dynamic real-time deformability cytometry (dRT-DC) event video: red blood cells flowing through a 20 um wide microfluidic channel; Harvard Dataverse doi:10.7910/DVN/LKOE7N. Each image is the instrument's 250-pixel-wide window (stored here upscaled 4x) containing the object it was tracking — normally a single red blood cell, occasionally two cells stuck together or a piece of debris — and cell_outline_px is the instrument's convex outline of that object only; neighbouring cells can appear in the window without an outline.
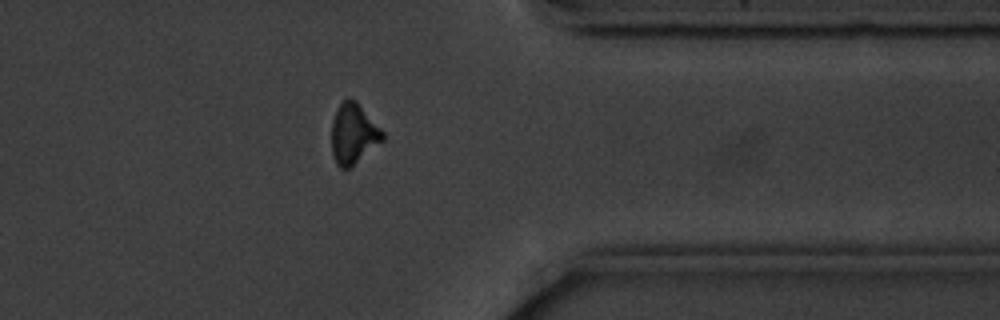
{"species": "common noctule bat (a hibernating species)", "species_latin": "Nyctalus noctula", "temperature_condition": "cold", "stored_images_in_passage": 14, "camera_frame_rate_fps": 3000, "um_per_image_px": 0.085, "animal": {"sex": "male", "body_mass_g": 20.1, "forearm_length_mm": 53.5}, "frame": {"image": 1, "passage_image": 12, "time_ms": 13.333, "image_size_px": [1000, 320], "cell_outline_px": [[384, 140], [348, 168], [340, 168], [336, 164], [332, 156], [332, 120], [340, 104], [348, 96], [356, 100], [384, 132]], "centroid_in_image_um": [30.03, 11.35], "position_along_channel_um": 381.4, "area_um2": 17.8}}
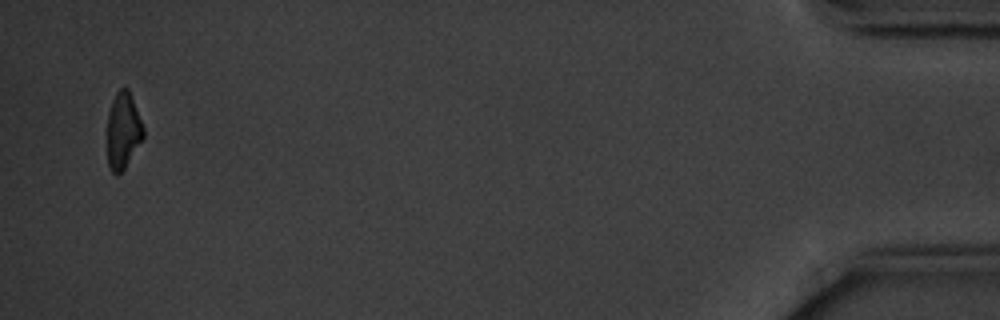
{"frame": {"image": 2, "passage_image": 14, "time_ms": 16.667, "image_size_px": [1000, 320], "cell_outline_px": [[144, 136], [124, 168], [116, 176], [108, 168], [108, 112], [112, 100], [116, 92], [120, 88], [128, 88], [144, 128]], "centroid_in_image_um": [10.45, 11.09], "position_along_channel_um": 424.7, "area_um2": 15.84}, "authors_computed_cell_mechanics": {"area_um2": 17.7735, "velocity_mm_per_s": 3.5673, "shape_relaxation_time_tau1_ms": 1.9536, "shape_relaxation_time_tau2_ms": null, "deformation_change_tau1": 0.0942, "deformation_change_tau2": null}}